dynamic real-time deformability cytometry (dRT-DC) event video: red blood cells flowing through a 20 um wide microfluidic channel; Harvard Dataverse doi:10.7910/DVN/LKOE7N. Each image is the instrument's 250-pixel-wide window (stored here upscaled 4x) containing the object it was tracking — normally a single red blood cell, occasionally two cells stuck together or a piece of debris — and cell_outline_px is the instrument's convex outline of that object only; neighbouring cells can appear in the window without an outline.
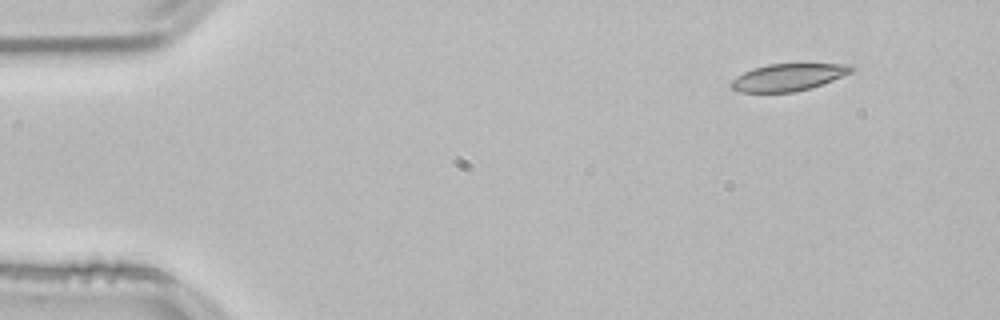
{"species": "common noctule bat (a hibernating species)", "species_latin": "Nyctalus noctula", "temperature_condition": "room temperature", "stored_images_in_passage": 10, "camera_frame_rate_fps": 3000, "um_per_image_px": 0.085, "animal": {"sex": "male", "body_mass_g": 21.5, "forearm_length_mm": 52.0}, "frame": {"image": 1, "passage_image": 1, "time_ms": 0.0, "image_size_px": [1000, 320], "cell_outline_px": [[856, 68], [852, 72], [832, 80], [808, 88], [792, 92], [740, 92], [732, 88], [728, 84], [736, 76], [752, 68], [768, 64], [852, 64]], "centroid_in_image_um": [66.97, 6.55], "position_along_channel_um": 18.0, "area_um2": 18.9}}